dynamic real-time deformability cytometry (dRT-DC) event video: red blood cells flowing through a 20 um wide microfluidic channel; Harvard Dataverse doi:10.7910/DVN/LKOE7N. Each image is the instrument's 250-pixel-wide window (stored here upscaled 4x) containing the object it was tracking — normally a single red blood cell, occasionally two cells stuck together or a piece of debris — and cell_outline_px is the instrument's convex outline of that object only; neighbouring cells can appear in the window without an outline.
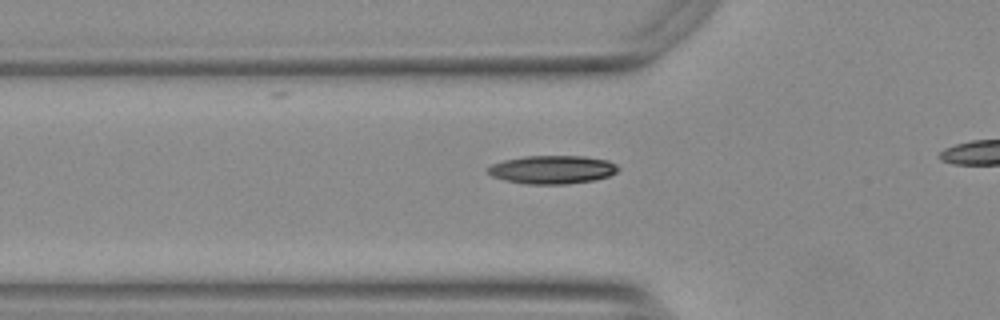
{"species": "Egyptian fruit bat (a non-hibernating species)", "species_latin": "Rousettus aegyptiacus", "temperature_condition": "warm", "stored_images_in_passage": 39, "camera_frame_rate_fps": 3000, "um_per_image_px": 0.085, "animal": {"sex": "female"}, "frame": {"image": 1, "passage_image": 13, "time_ms": 4.0, "image_size_px": [1000, 320], "cell_outline_px": [[620, 168], [616, 172], [608, 176], [592, 180], [564, 184], [528, 184], [504, 180], [492, 176], [488, 172], [488, 168], [492, 164], [504, 160], [524, 156], [584, 156], [608, 160], [616, 164]], "centroid_in_image_um": [46.95, 14.41], "position_along_channel_um": 78.9, "area_um2": 21.39}}
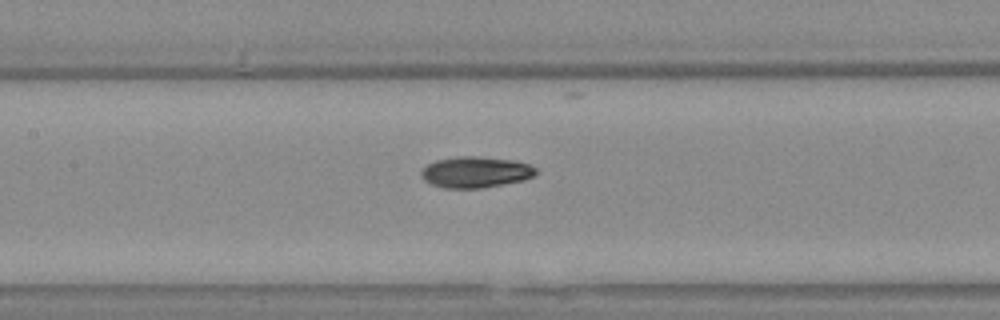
{"frame": {"image": 2, "passage_image": 20, "time_ms": 6.333, "image_size_px": [1000, 320], "cell_outline_px": [[536, 176], [524, 180], [480, 188], [444, 188], [432, 184], [424, 180], [420, 172], [428, 164], [436, 160], [456, 156], [476, 156], [516, 160], [528, 164], [536, 168]], "centroid_in_image_um": [40.44, 14.62], "position_along_channel_um": 167.0, "area_um2": 20.81}}
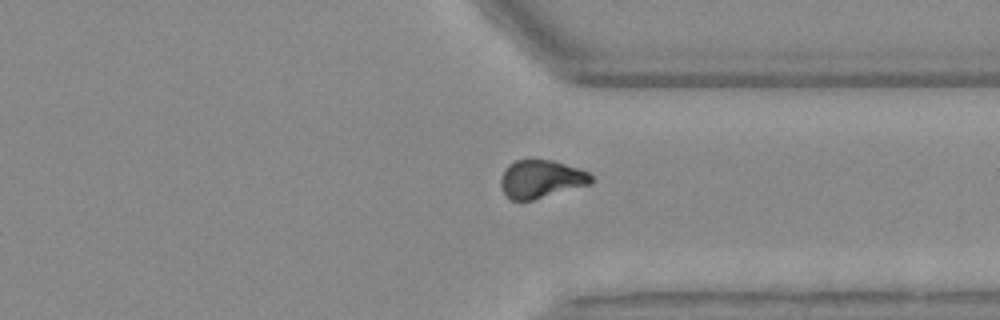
{"frame": {"image": 3, "passage_image": 36, "time_ms": 11.667, "image_size_px": [1000, 320], "cell_outline_px": [[596, 180], [592, 184], [532, 200], [512, 200], [504, 192], [500, 184], [500, 180], [504, 168], [508, 164], [516, 160], [552, 160], [588, 172]], "centroid_in_image_um": [46.0, 15.22], "position_along_channel_um": 365.4, "area_um2": 20.0}}